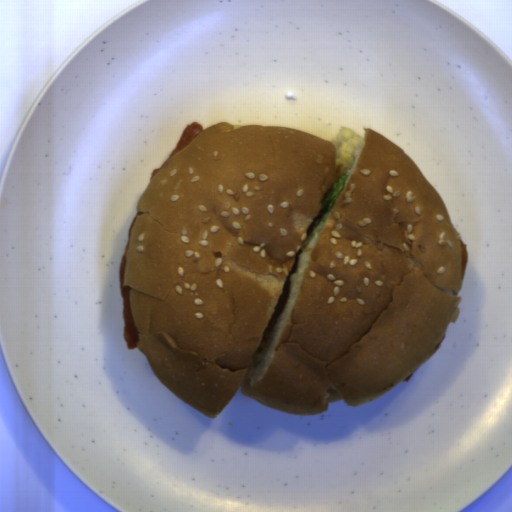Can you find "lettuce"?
Returning <instances> with one entry per match:
<instances>
[{
  "mask_svg": "<svg viewBox=\"0 0 512 512\" xmlns=\"http://www.w3.org/2000/svg\"><path fill=\"white\" fill-rule=\"evenodd\" d=\"M365 137H362L355 133L352 129L341 124V127L335 138L330 137L331 142L335 148L334 162L335 166L343 165L341 172L343 173L339 178L338 182L332 186L334 192L332 193L333 201L339 196V194L346 187V181L349 180L347 172L354 166L356 156L354 152L358 151L359 155L363 149ZM332 201V202H333Z\"/></svg>",
  "mask_w": 512,
  "mask_h": 512,
  "instance_id": "1",
  "label": "lettuce"
}]
</instances>
